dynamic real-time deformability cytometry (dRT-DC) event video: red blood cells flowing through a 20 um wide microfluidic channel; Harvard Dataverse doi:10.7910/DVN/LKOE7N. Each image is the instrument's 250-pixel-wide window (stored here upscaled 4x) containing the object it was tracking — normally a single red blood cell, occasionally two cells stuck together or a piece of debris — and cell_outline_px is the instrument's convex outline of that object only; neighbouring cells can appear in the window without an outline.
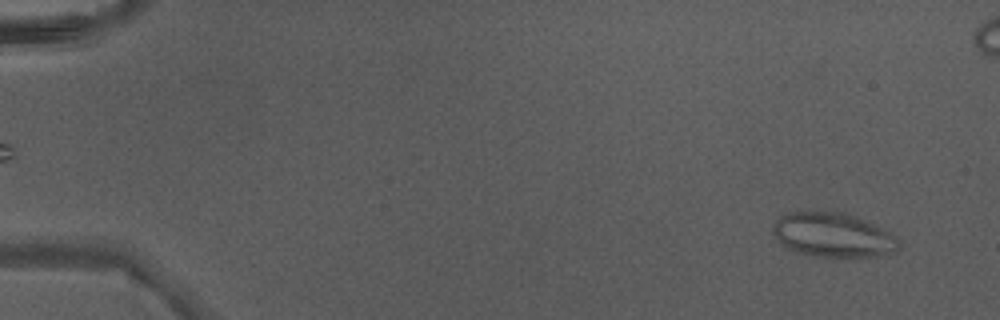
{"species": "Egyptian fruit bat (a non-hibernating species)", "species_latin": "Rousettus aegyptiacus", "temperature_condition": "warm", "stored_images_in_passage": 5, "camera_frame_rate_fps": 3000, "um_per_image_px": 0.085, "animal": {"sex": "male"}, "frame": {"image": 1, "passage_image": 1, "time_ms": 0.0, "image_size_px": [1000, 320], "cell_outline_px": [[904, 244], [896, 252], [880, 256], [844, 260], [832, 260], [808, 256], [796, 252], [780, 244], [772, 232], [772, 228], [776, 220], [780, 216], [788, 212], [840, 212], [852, 216], [872, 224], [896, 236]], "centroid_in_image_um": [70.83, 20.07], "position_along_channel_um": 14.2, "area_um2": 33.64}}